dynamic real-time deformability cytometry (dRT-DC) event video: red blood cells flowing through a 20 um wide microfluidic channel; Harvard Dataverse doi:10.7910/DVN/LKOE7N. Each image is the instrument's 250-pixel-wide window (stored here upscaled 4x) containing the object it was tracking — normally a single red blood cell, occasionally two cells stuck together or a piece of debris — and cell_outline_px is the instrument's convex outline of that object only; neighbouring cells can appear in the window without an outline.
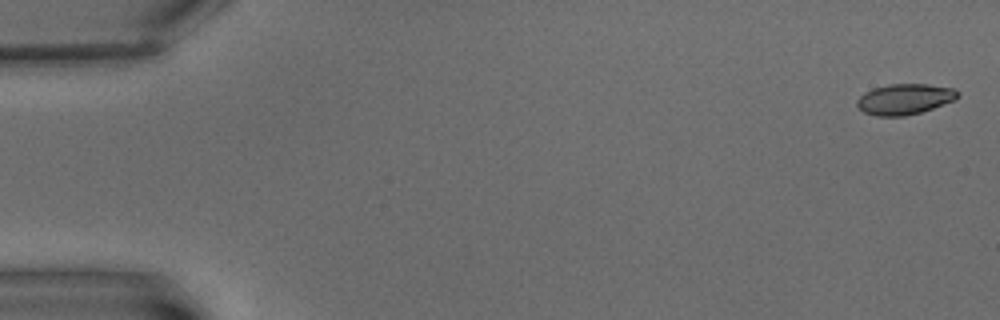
{"species": "common noctule bat (a hibernating species)", "species_latin": "Nyctalus noctula", "temperature_condition": "warm", "stored_images_in_passage": 6, "camera_frame_rate_fps": 3000, "um_per_image_px": 0.085, "animal": {"sex": "male", "body_mass_g": 15.6}, "frame": {"image": 1, "passage_image": 1, "time_ms": 0.0, "image_size_px": [1000, 320], "cell_outline_px": [[960, 96], [956, 100], [920, 112], [904, 116], [876, 116], [864, 112], [856, 104], [856, 100], [864, 92], [872, 88], [888, 84], [928, 84], [956, 88], [960, 92]], "centroid_in_image_um": [76.92, 8.41], "position_along_channel_um": 8.1, "area_um2": 18.21}}
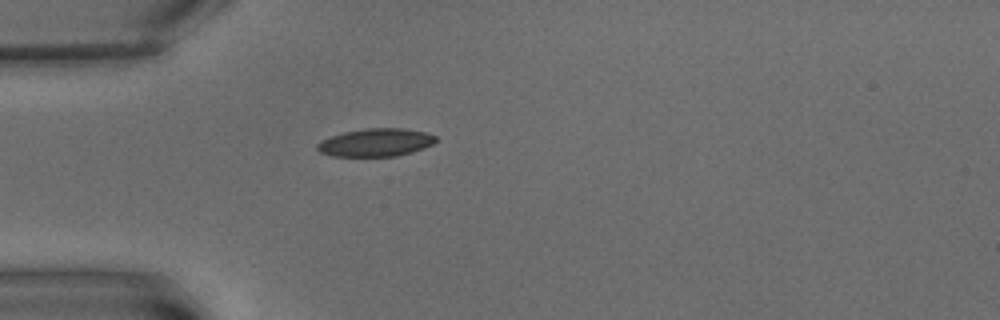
{"frame": {"image": 2, "passage_image": 6, "time_ms": 6.0, "image_size_px": [1000, 320], "cell_outline_px": [[436, 140], [432, 144], [424, 148], [412, 152], [396, 156], [332, 156], [320, 152], [316, 148], [316, 144], [320, 140], [344, 132], [368, 128], [404, 128], [424, 132], [436, 136]], "centroid_in_image_um": [31.92, 12.11], "position_along_channel_um": 53.1, "area_um2": 19.25}}